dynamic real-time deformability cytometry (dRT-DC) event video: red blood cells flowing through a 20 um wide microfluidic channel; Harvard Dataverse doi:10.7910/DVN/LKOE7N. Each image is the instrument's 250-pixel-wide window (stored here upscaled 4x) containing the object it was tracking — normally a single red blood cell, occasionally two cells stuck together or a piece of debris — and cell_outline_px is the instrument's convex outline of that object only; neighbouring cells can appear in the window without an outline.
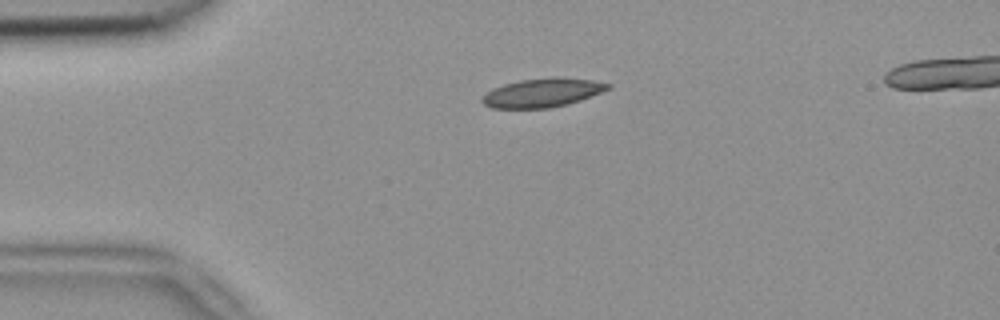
{"species": "common noctule bat (a hibernating species)", "species_latin": "Nyctalus noctula", "temperature_condition": "room temperature", "stored_images_in_passage": 4, "camera_frame_rate_fps": 3000, "um_per_image_px": 0.085, "animal": {"sex": "female", "body_mass_g": 18.4}, "frame": {"image": 1, "passage_image": 2, "time_ms": 0.333, "image_size_px": [1000, 320], "cell_outline_px": [[612, 88], [580, 100], [568, 104], [548, 108], [492, 108], [484, 104], [480, 100], [492, 88], [504, 84], [520, 80], [556, 76], [560, 76], [592, 80], [612, 84]], "centroid_in_image_um": [46.14, 7.87], "position_along_channel_um": 38.9, "area_um2": 21.21}}